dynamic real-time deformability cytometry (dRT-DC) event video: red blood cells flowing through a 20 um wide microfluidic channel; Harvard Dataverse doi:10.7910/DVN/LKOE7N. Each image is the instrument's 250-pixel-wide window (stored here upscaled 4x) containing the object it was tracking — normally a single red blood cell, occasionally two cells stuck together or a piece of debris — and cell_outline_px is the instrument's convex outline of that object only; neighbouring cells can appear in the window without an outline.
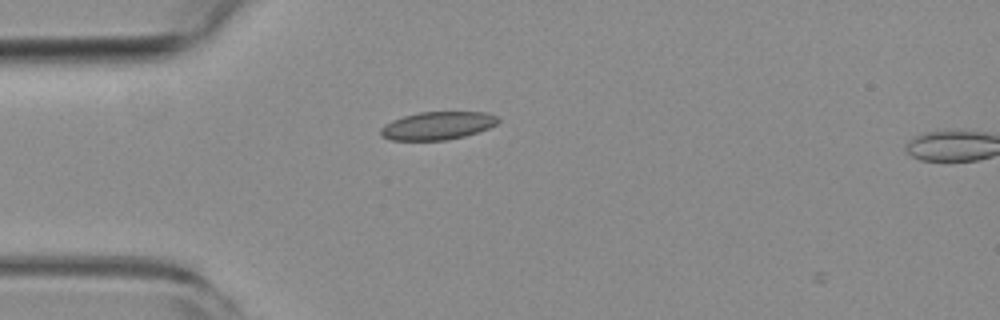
{"species": "common noctule bat (a hibernating species)", "species_latin": "Nyctalus noctula", "temperature_condition": "room temperature", "stored_images_in_passage": 4, "camera_frame_rate_fps": 3000, "um_per_image_px": 0.085, "animal": {"sex": "female", "body_mass_g": 19.3, "forearm_length_mm": 54.1}, "frame": {"image": 1, "passage_image": 3, "time_ms": 0.667, "image_size_px": [1000, 320], "cell_outline_px": [[500, 120], [496, 124], [488, 128], [464, 136], [448, 140], [392, 140], [380, 136], [380, 128], [384, 124], [392, 120], [404, 116], [420, 112], [488, 112], [496, 116]], "centroid_in_image_um": [37.16, 10.68], "position_along_channel_um": 47.8, "area_um2": 19.13}}